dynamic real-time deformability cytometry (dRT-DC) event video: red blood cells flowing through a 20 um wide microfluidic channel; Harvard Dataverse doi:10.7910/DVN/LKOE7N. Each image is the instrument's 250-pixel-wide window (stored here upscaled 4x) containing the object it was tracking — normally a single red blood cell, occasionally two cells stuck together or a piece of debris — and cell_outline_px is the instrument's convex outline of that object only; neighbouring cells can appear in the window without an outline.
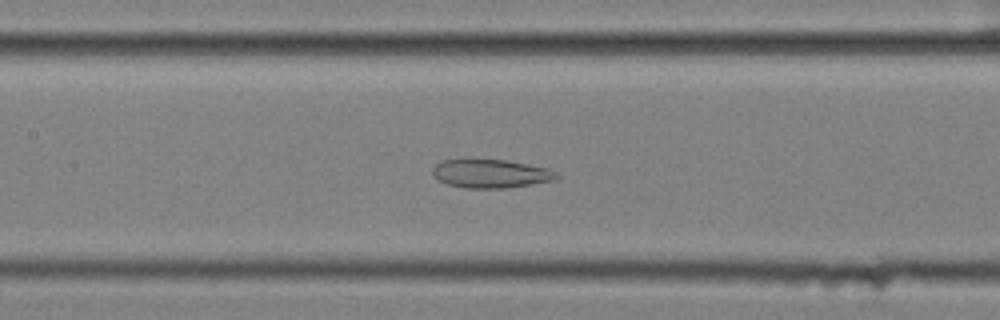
{"species": "common noctule bat (a hibernating species)", "species_latin": "Nyctalus noctula", "temperature_condition": "cold", "stored_images_in_passage": 53, "camera_frame_rate_fps": 3000, "um_per_image_px": 0.085, "animal": {"sex": "female", "body_mass_g": 25.1}, "frame": {"image": 1, "passage_image": 21, "time_ms": 6.667, "image_size_px": [1000, 320], "cell_outline_px": [[560, 176], [556, 180], [508, 188], [468, 188], [448, 184], [440, 180], [432, 172], [432, 168], [440, 160], [504, 160], [528, 164], [548, 168], [556, 172]], "centroid_in_image_um": [41.76, 14.76], "position_along_channel_um": 165.6, "area_um2": 20.46}}
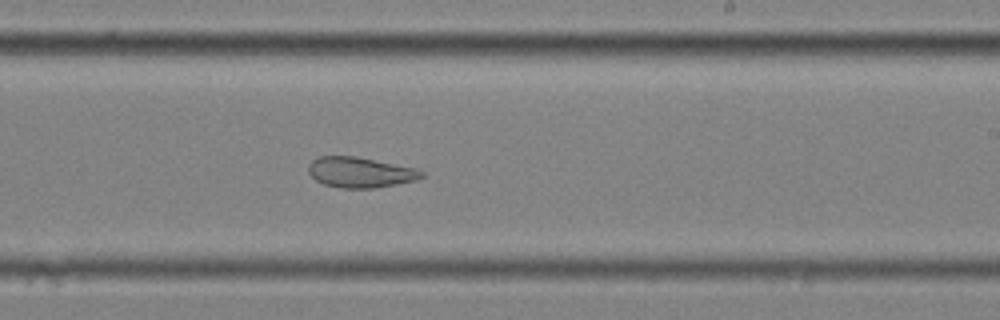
{"frame": {"image": 2, "passage_image": 29, "time_ms": 9.333, "image_size_px": [1000, 320], "cell_outline_px": [[424, 176], [416, 180], [376, 188], [340, 188], [324, 184], [316, 180], [308, 172], [308, 164], [312, 160], [320, 156], [356, 156], [416, 168], [424, 172]], "centroid_in_image_um": [30.61, 14.65], "position_along_channel_um": 258.4, "area_um2": 20.11}}
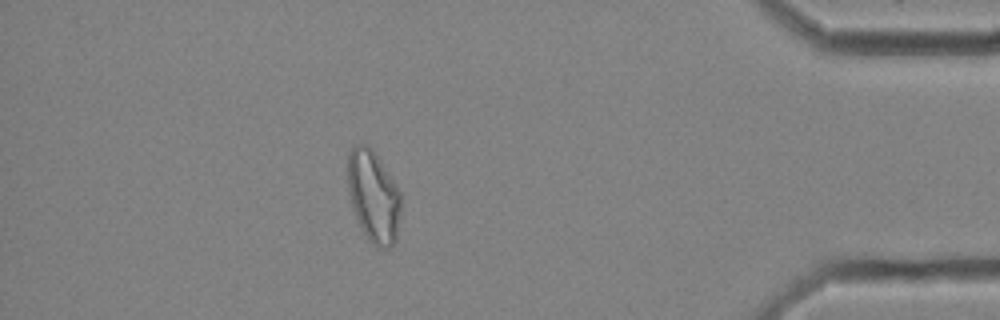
{"frame": {"image": 3, "passage_image": 45, "time_ms": 14.667, "image_size_px": [1000, 320], "cell_outline_px": [[400, 212], [396, 240], [388, 248], [380, 248], [364, 232], [352, 208], [348, 192], [348, 152], [356, 144], [368, 144], [372, 148], [380, 160], [400, 192]], "centroid_in_image_um": [31.73, 16.64], "position_along_channel_um": 403.5, "area_um2": 27.98}, "authors_computed_cell_mechanics": {"area_um2": 26.4146, "velocity_mm_per_s": 3.4812, "shape_relaxation_time_tau1_ms": null, "shape_relaxation_time_tau2_ms": 3.2709, "deformation_change_tau1": null, "deformation_change_tau2": 0.1106}}